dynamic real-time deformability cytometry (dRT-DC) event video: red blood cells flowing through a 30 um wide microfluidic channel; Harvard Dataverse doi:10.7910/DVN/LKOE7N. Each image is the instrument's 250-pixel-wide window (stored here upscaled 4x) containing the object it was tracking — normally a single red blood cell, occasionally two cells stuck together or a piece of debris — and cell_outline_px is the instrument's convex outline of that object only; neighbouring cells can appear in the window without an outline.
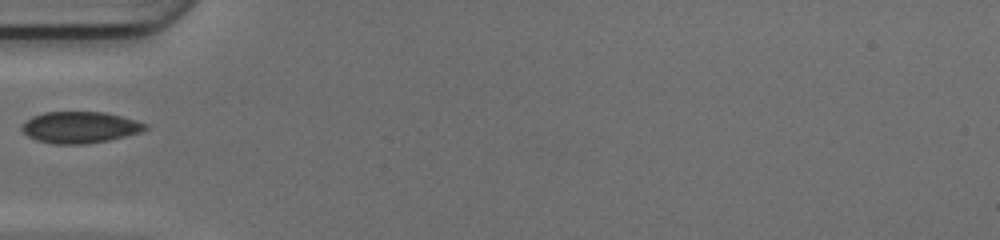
{"species": "common noctule bat (a hibernating species)", "species_latin": "Nyctalus noctula", "temperature_condition": "cold", "stored_images_in_passage": 5, "camera_frame_rate_fps": 3000, "um_per_image_px": 0.085, "animal": {"sex": "female", "body_mass_g": 17.0, "forearm_length_mm": 48.0}, "frame": {"image": 1, "passage_image": 1, "time_ms": 0.0, "image_size_px": [1000, 240], "cell_outline_px": [[148, 128], [140, 132], [108, 140], [84, 144], [56, 144], [36, 140], [28, 136], [20, 128], [32, 116], [44, 112], [104, 112], [136, 120], [148, 124]], "centroid_in_image_um": [6.8, 10.82], "position_along_channel_um": 78.2, "area_um2": 22.43}}